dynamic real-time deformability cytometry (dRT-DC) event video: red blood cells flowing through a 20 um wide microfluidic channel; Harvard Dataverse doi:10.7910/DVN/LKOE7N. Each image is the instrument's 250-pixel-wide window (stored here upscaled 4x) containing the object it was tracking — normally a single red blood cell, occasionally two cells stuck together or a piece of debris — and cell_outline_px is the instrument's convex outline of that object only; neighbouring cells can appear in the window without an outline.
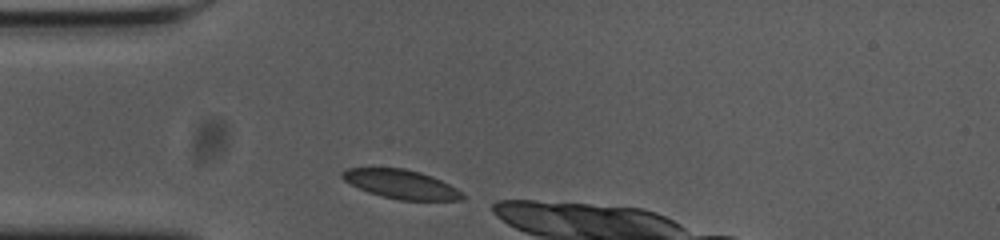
{"species": "common noctule bat (a hibernating species)", "species_latin": "Nyctalus noctula", "temperature_condition": "cold", "stored_images_in_passage": 6, "camera_frame_rate_fps": 3000, "um_per_image_px": 0.085, "animal": {"sex": "female", "body_mass_g": 23.0, "forearm_length_mm": 53.4}, "frame": {"image": 1, "passage_image": 1, "time_ms": 0.0, "image_size_px": [1000, 240], "cell_outline_px": [[464, 200], [400, 200], [368, 192], [344, 180], [340, 176], [340, 172], [348, 168], [404, 168], [420, 172], [432, 176], [456, 188], [464, 196]], "centroid_in_image_um": [34.08, 15.65], "position_along_channel_um": 50.9, "area_um2": 20.0}}